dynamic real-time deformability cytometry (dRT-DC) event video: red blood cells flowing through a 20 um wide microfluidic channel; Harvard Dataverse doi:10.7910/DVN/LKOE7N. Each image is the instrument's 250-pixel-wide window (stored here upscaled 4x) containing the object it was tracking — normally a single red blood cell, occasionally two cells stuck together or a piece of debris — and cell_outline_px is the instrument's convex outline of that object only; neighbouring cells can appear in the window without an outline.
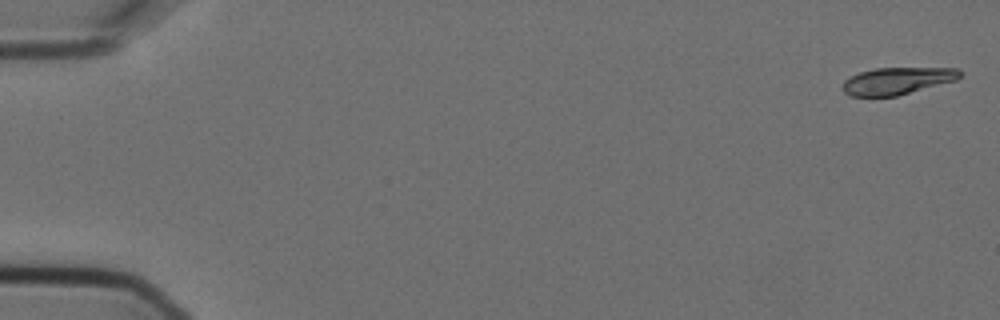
{"species": "Egyptian fruit bat (a non-hibernating species)", "species_latin": "Rousettus aegyptiacus", "temperature_condition": "cold", "stored_images_in_passage": 6, "segment_of_instrument_passage": [2, 2], "camera_frame_rate_fps": 3000, "um_per_image_px": 0.085, "animal": {"sex": "female"}, "frame": {"image": 1, "passage_image": 6, "time_ms": 1.667, "image_size_px": [1000, 320], "cell_outline_px": [[960, 76], [956, 80], [896, 96], [852, 96], [844, 92], [840, 88], [844, 80], [860, 72], [876, 68], [960, 68]], "centroid_in_image_um": [76.23, 6.87], "position_along_channel_um": 8.8, "area_um2": 18.38}}